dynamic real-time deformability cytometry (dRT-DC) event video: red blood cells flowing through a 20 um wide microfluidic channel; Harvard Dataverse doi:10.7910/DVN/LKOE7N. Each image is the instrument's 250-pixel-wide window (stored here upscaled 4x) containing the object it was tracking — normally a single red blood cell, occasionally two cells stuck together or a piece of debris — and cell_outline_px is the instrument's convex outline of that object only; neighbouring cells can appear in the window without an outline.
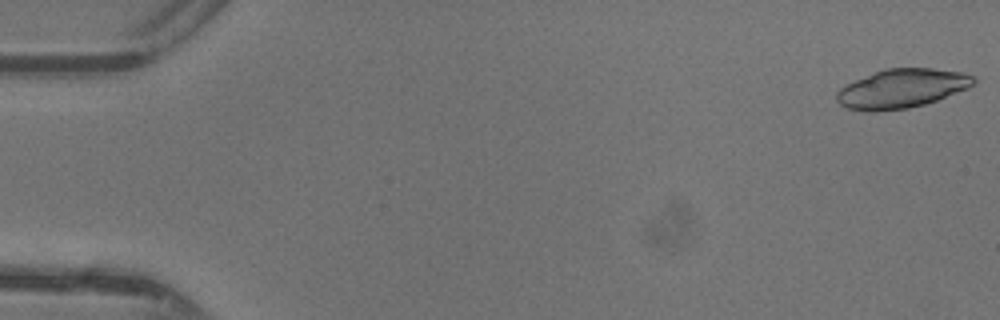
{"species": "common noctule bat (a hibernating species)", "species_latin": "Nyctalus noctula", "temperature_condition": "warm", "stored_images_in_passage": 5, "camera_frame_rate_fps": 3000, "um_per_image_px": 0.085, "animal": {"sex": "female"}, "frame": {"image": 1, "passage_image": 1, "time_ms": 0.0, "image_size_px": [1000, 320], "cell_outline_px": [[976, 80], [968, 88], [936, 100], [924, 104], [908, 108], [876, 112], [868, 112], [848, 108], [840, 104], [836, 100], [836, 92], [840, 88], [856, 80], [884, 68], [932, 68], [960, 72], [976, 76]], "centroid_in_image_um": [76.64, 7.53], "position_along_channel_um": 8.4, "area_um2": 30.98}}